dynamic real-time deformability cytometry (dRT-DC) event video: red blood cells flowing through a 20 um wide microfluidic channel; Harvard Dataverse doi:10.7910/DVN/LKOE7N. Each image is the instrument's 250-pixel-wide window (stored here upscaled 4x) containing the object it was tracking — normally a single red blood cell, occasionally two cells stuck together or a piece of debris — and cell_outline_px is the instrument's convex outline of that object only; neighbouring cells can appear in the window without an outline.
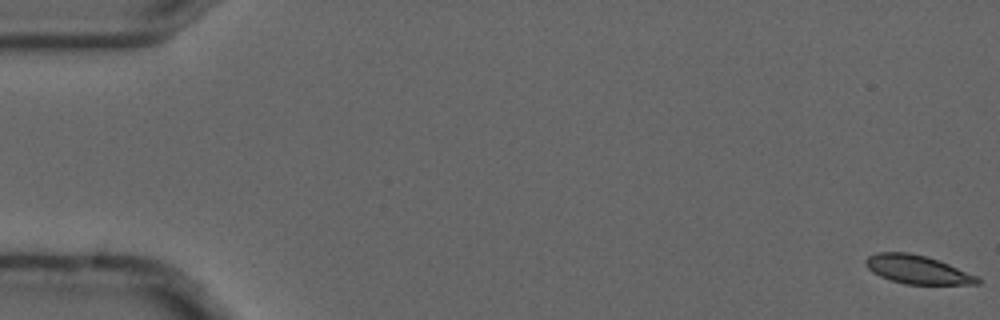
{"species": "common noctule bat (a hibernating species)", "species_latin": "Nyctalus noctula", "temperature_condition": "cold", "stored_images_in_passage": 6, "camera_frame_rate_fps": 3000, "um_per_image_px": 0.085, "animal": {"sex": "male", "forearm_length_mm": 52.5}, "frame": {"image": 1, "passage_image": 1, "time_ms": 0.0, "image_size_px": [1000, 320], "cell_outline_px": [[980, 284], [904, 284], [880, 276], [872, 272], [864, 264], [864, 260], [868, 256], [876, 252], [908, 252], [940, 260], [976, 276], [980, 280]], "centroid_in_image_um": [77.93, 22.9], "position_along_channel_um": 7.1, "area_um2": 18.5}}
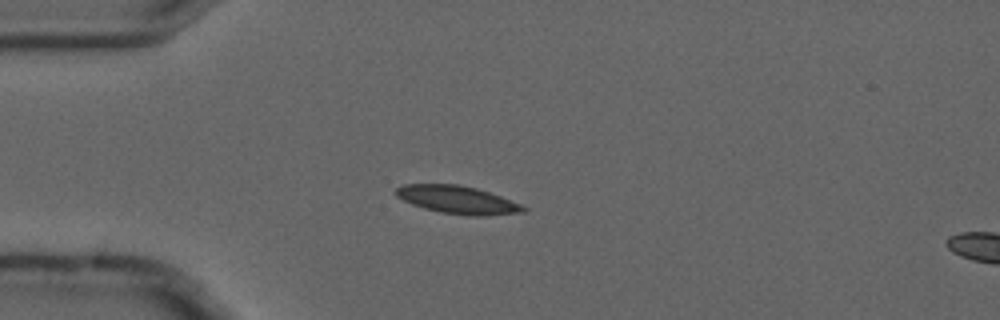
{"frame": {"image": 2, "passage_image": 5, "time_ms": 1.333, "image_size_px": [1000, 320], "cell_outline_px": [[528, 208], [524, 212], [488, 216], [468, 216], [440, 212], [424, 208], [412, 204], [396, 196], [392, 192], [396, 188], [404, 184], [456, 184], [476, 188], [500, 196], [520, 204]], "centroid_in_image_um": [38.87, 16.99], "position_along_channel_um": 46.1, "area_um2": 20.75}}